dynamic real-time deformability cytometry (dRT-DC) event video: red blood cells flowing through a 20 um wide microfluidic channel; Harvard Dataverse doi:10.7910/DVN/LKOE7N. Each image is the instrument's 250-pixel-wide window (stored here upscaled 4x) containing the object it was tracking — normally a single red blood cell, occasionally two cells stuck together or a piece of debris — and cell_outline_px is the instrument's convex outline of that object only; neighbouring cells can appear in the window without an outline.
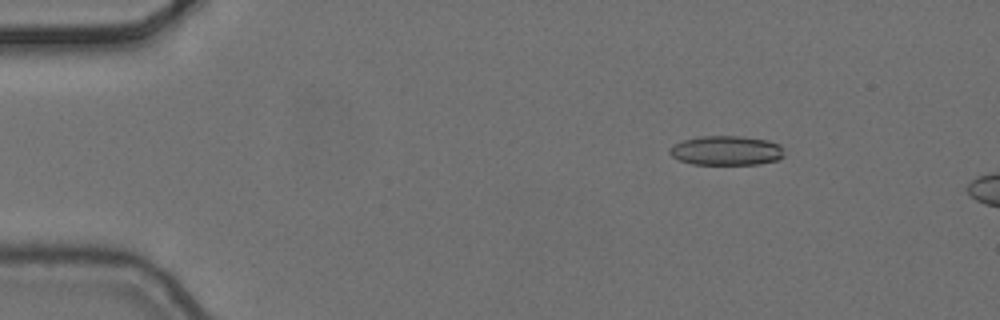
{"species": "common noctule bat (a hibernating species)", "species_latin": "Nyctalus noctula", "temperature_condition": "cold", "stored_images_in_passage": 6, "camera_frame_rate_fps": 3000, "um_per_image_px": 0.085, "animal": {"sex": "female", "body_mass_g": 24.6, "forearm_length_mm": 56.2}, "frame": {"image": 1, "passage_image": 3, "time_ms": 0.667, "image_size_px": [1000, 320], "cell_outline_px": [[784, 156], [776, 160], [760, 164], [692, 164], [680, 160], [672, 156], [668, 152], [672, 144], [684, 140], [700, 136], [740, 136], [768, 140], [780, 144]], "centroid_in_image_um": [61.73, 12.79], "position_along_channel_um": 23.3, "area_um2": 19.65}}